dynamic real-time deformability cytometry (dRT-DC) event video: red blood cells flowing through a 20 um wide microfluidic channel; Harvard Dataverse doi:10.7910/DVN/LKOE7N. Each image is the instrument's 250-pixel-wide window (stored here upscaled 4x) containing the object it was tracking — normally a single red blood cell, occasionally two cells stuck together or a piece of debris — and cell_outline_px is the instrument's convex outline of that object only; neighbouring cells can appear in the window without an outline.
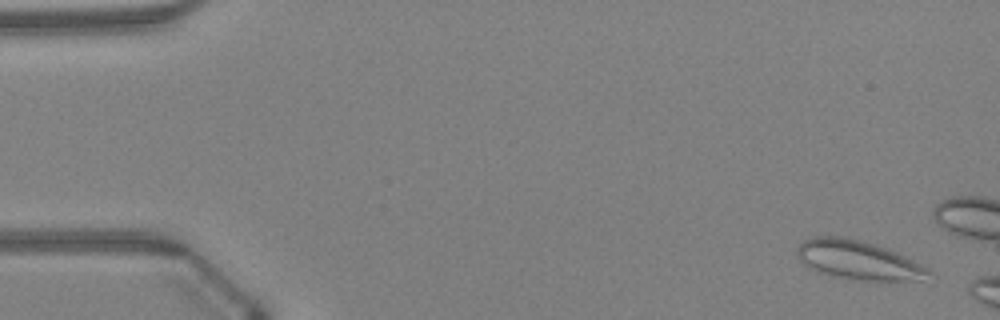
{"species": "Egyptian fruit bat (a non-hibernating species)", "species_latin": "Rousettus aegyptiacus", "temperature_condition": "warm", "stored_images_in_passage": 8, "camera_frame_rate_fps": 3000, "um_per_image_px": 0.085, "animal": {"sex": "female"}, "frame": {"image": 1, "passage_image": 2, "time_ms": 0.333, "image_size_px": [1000, 320], "cell_outline_px": [[932, 272], [920, 280], [860, 280], [820, 272], [808, 268], [796, 256], [796, 248], [804, 240], [816, 236], [840, 236], [860, 240], [888, 248], [928, 268]], "centroid_in_image_um": [72.9, 22.08], "position_along_channel_um": 12.1, "area_um2": 29.42}}